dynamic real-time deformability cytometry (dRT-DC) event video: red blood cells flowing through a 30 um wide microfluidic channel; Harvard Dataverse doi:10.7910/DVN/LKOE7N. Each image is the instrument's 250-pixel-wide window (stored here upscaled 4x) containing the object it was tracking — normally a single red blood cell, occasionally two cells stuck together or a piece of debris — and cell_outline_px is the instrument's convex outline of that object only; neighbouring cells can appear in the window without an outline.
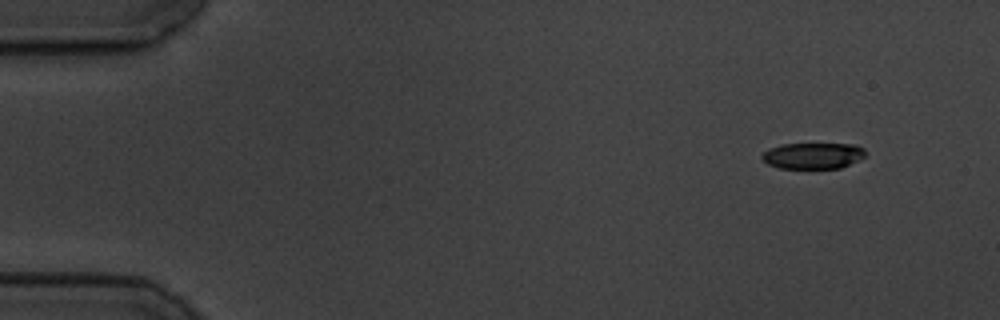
{"species": "common noctule bat (a hibernating species)", "species_latin": "Nyctalus noctula", "temperature_condition": "cold", "stored_images_in_passage": 5, "camera_frame_rate_fps": 3000, "um_per_image_px": 0.085, "animal": {"sex": "male", "body_mass_g": 19.5, "forearm_length_mm": 54.6}, "frame": {"image": 1, "passage_image": 1, "time_ms": 0.0, "image_size_px": [1000, 320], "cell_outline_px": [[864, 156], [840, 168], [780, 168], [768, 164], [760, 156], [768, 148], [784, 144], [856, 144], [864, 148]], "centroid_in_image_um": [69.07, 13.22], "position_along_channel_um": 15.9, "area_um2": 15.55}}
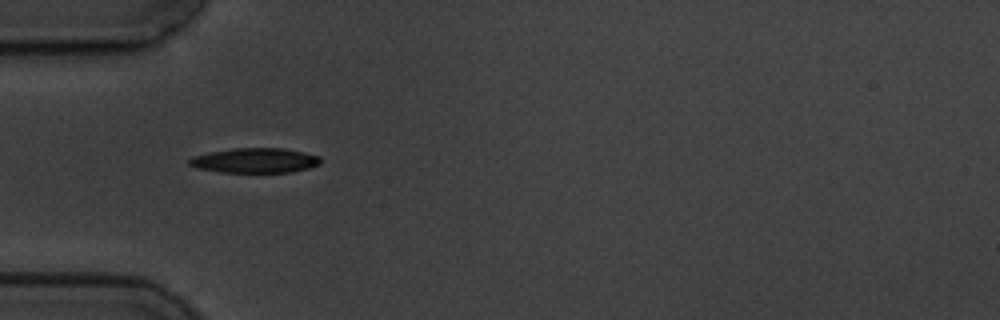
{"frame": {"image": 2, "passage_image": 4, "time_ms": 4.333, "image_size_px": [1000, 320], "cell_outline_px": [[320, 164], [308, 168], [288, 172], [220, 172], [196, 168], [188, 164], [188, 160], [192, 156], [232, 148], [284, 148], [304, 152], [320, 156]], "centroid_in_image_um": [21.66, 13.63], "position_along_channel_um": 63.3, "area_um2": 18.96}}
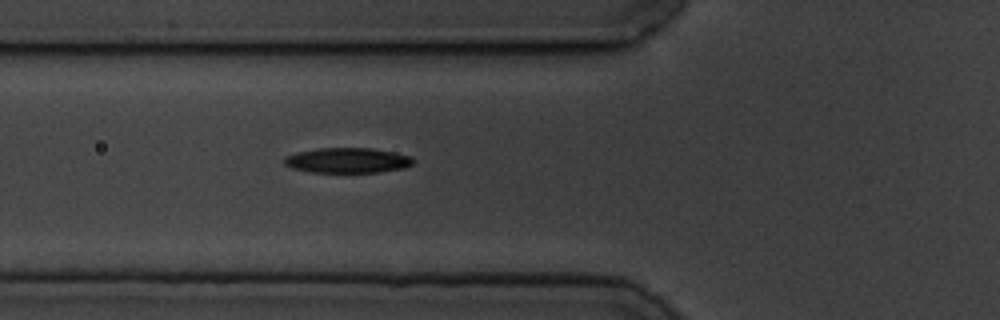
{"frame": {"image": 3, "passage_image": 5, "time_ms": 5.333, "image_size_px": [1000, 320], "cell_outline_px": [[416, 160], [412, 164], [404, 168], [380, 172], [308, 172], [292, 168], [284, 164], [284, 156], [296, 152], [320, 148], [368, 148], [392, 152], [412, 156]], "centroid_in_image_um": [29.53, 13.63], "position_along_channel_um": 96.3, "area_um2": 18.96}}